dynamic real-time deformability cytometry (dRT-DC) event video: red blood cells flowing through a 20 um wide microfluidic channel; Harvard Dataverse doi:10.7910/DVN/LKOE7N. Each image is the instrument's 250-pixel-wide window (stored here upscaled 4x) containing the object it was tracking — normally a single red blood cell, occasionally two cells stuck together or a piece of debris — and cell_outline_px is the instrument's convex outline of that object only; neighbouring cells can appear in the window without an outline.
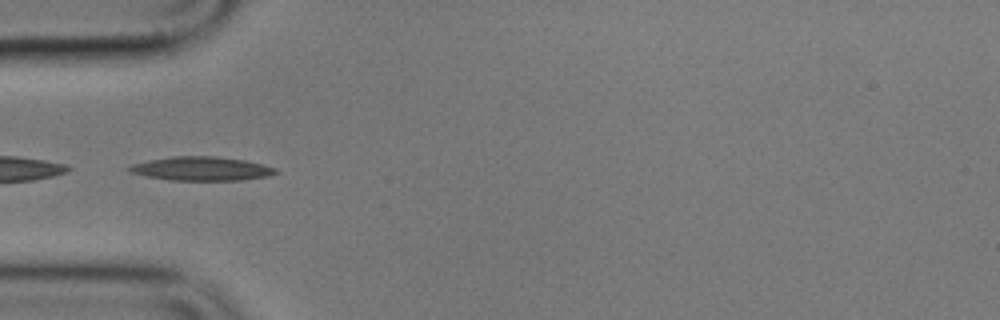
{"species": "common noctule bat (a hibernating species)", "species_latin": "Nyctalus noctula", "temperature_condition": "cold", "stored_images_in_passage": 8, "camera_frame_rate_fps": 3000, "um_per_image_px": 0.085, "animal": {"sex": "male", "body_mass_g": 17.9}, "frame": {"image": 1, "passage_image": 5, "time_ms": 4.333, "image_size_px": [1000, 320], "cell_outline_px": [[280, 172], [268, 176], [240, 180], [168, 180], [148, 176], [132, 172], [128, 168], [132, 164], [148, 160], [172, 156], [216, 156], [244, 160], [264, 164], [276, 168]], "centroid_in_image_um": [17.18, 14.33], "position_along_channel_um": 67.8, "area_um2": 20.29}}
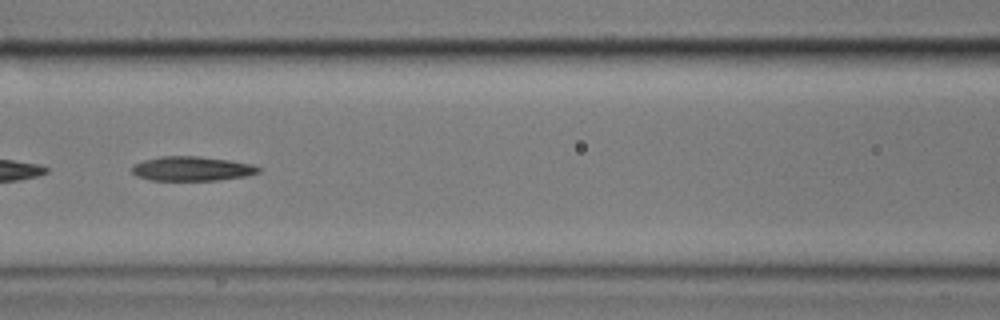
{"frame": {"image": 2, "passage_image": 7, "time_ms": 6.667, "image_size_px": [1000, 320], "cell_outline_px": [[260, 172], [248, 176], [216, 180], [152, 180], [136, 176], [132, 172], [132, 164], [144, 160], [160, 156], [200, 156], [228, 160], [252, 164], [260, 168]], "centroid_in_image_um": [16.3, 14.33], "position_along_channel_um": 150.3, "area_um2": 18.03}}
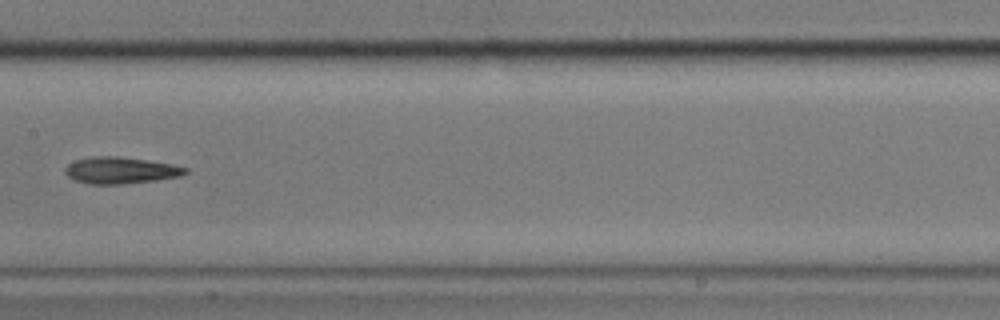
{"frame": {"image": 3, "passage_image": 8, "time_ms": 8.0, "image_size_px": [1000, 320], "cell_outline_px": [[188, 172], [180, 176], [156, 180], [124, 184], [88, 184], [76, 180], [68, 176], [64, 172], [64, 168], [68, 164], [76, 160], [92, 156], [116, 156], [148, 160], [172, 164], [188, 168]], "centroid_in_image_um": [10.25, 14.48], "position_along_channel_um": 197.2, "area_um2": 18.67}}